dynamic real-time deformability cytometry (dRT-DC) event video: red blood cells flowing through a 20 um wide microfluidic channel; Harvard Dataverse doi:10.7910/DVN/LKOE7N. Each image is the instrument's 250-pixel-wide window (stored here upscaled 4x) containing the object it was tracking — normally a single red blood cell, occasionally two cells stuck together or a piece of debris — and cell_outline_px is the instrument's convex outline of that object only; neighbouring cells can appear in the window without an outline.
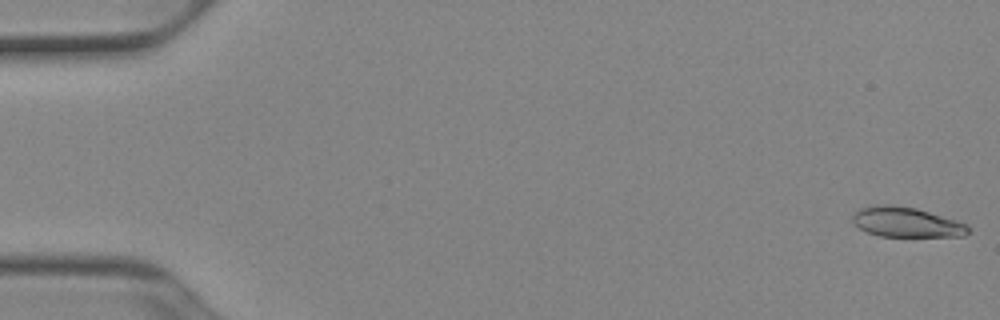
{"species": "Egyptian fruit bat (a non-hibernating species)", "species_latin": "Rousettus aegyptiacus", "temperature_condition": "cold", "stored_images_in_passage": 52, "camera_frame_rate_fps": 3000, "um_per_image_px": 0.085, "animal": {"sex": "female"}, "frame": {"image": 1, "passage_image": 1, "time_ms": 0.0, "image_size_px": [1000, 320], "cell_outline_px": [[972, 228], [964, 236], [880, 236], [868, 232], [860, 228], [852, 220], [852, 216], [860, 208], [876, 204], [884, 204], [916, 208], [956, 220], [968, 224]], "centroid_in_image_um": [77.07, 18.88], "position_along_channel_um": 7.9, "area_um2": 20.06}}
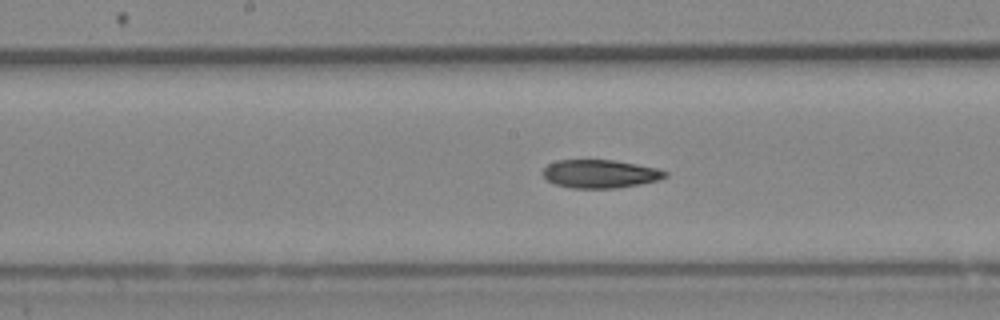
{"frame": {"image": 2, "passage_image": 27, "time_ms": 8.667, "image_size_px": [1000, 320], "cell_outline_px": [[668, 176], [660, 180], [640, 184], [616, 188], [572, 188], [556, 184], [548, 180], [540, 172], [548, 164], [556, 160], [612, 160], [660, 168], [668, 172]], "centroid_in_image_um": [51.04, 14.77], "position_along_channel_um": 197.2, "area_um2": 20.29}}
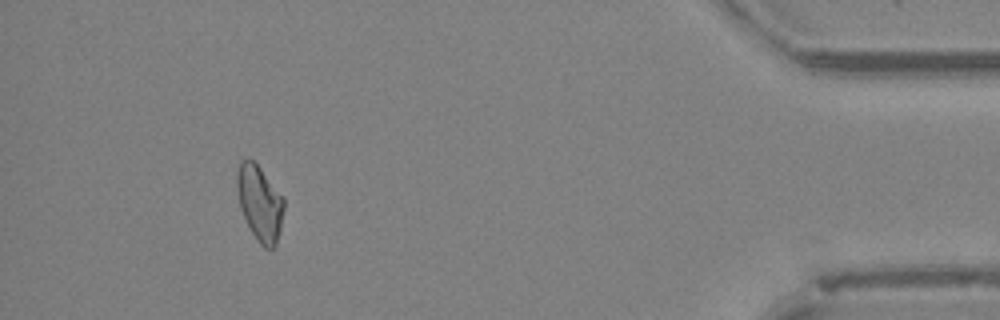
{"frame": {"image": 3, "passage_image": 48, "time_ms": 15.667, "image_size_px": [1000, 320], "cell_outline_px": [[284, 208], [280, 228], [276, 244], [272, 248], [264, 248], [256, 240], [240, 208], [236, 188], [236, 176], [240, 164], [244, 160], [252, 160], [260, 168], [284, 196]], "centroid_in_image_um": [22.09, 17.27], "position_along_channel_um": 413.1, "area_um2": 20.4}, "authors_computed_cell_mechanics": {"area_um2": 20.6924, "velocity_mm_per_s": 3.9295, "shape_relaxation_time_tau1_ms": 5.4686, "shape_relaxation_time_tau2_ms": 4.5727, "deformation_change_tau1": 0.1501, "deformation_change_tau2": 0.1143}}